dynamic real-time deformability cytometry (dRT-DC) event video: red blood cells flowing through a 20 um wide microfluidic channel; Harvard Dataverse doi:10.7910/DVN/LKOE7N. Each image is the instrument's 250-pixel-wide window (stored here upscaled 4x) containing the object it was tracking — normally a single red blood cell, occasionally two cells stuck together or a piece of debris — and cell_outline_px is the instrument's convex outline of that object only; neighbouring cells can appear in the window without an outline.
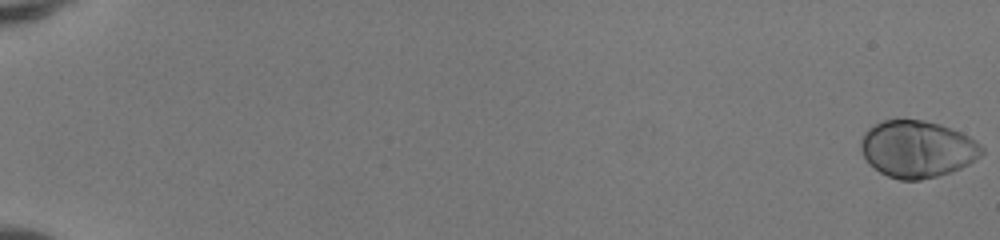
{"species": "human", "species_latin": "Homo sapiens", "temperature_condition": "room temperature", "stored_images_in_passage": 52, "camera_frame_rate_fps": 3000, "um_per_image_px": 0.085, "donor": {"sex": "female"}, "frame": {"image": 1, "passage_image": 1, "time_ms": 0.0, "image_size_px": [1000, 240], "cell_outline_px": [[984, 152], [980, 156], [968, 164], [960, 168], [936, 176], [920, 180], [900, 180], [888, 176], [880, 172], [868, 164], [860, 148], [860, 140], [864, 132], [872, 124], [884, 120], [924, 120], [940, 124], [960, 132], [976, 140], [984, 148]], "centroid_in_image_um": [77.94, 12.66], "position_along_channel_um": 7.1, "area_um2": 40.17}}
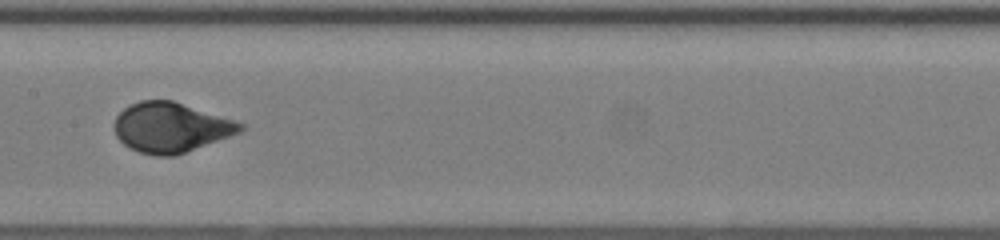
{"frame": {"image": 2, "passage_image": 30, "time_ms": 9.667, "image_size_px": [1000, 240], "cell_outline_px": [[244, 128], [240, 132], [184, 152], [172, 156], [156, 156], [140, 152], [128, 148], [116, 136], [112, 128], [116, 116], [124, 108], [140, 100], [172, 100], [244, 124]], "centroid_in_image_um": [14.44, 10.83], "position_along_channel_um": 193.0, "area_um2": 36.13}}
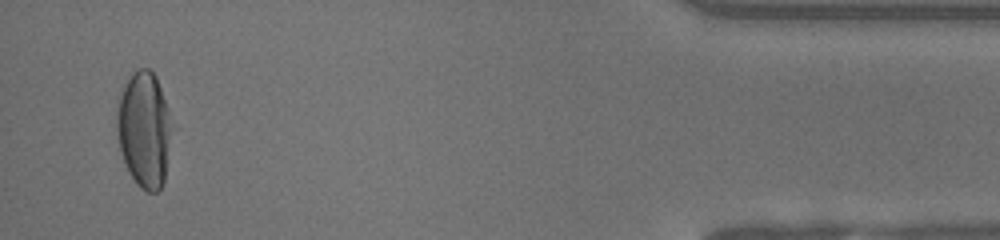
{"frame": {"image": 3, "passage_image": 51, "time_ms": 16.667, "image_size_px": [1000, 240], "cell_outline_px": [[168, 136], [164, 180], [160, 188], [156, 192], [148, 192], [140, 188], [136, 184], [128, 172], [120, 152], [116, 128], [116, 112], [120, 96], [132, 72], [140, 68], [148, 68], [156, 76], [168, 112]], "centroid_in_image_um": [12.18, 11.03], "position_along_channel_um": 423.0, "area_um2": 35.95}, "authors_computed_cell_mechanics": {"area_um2": 37.281, "velocity_mm_per_s": 4.159, "shape_relaxation_time_tau1_ms": 3.2563, "shape_relaxation_time_tau2_ms": null, "deformation_change_tau1": 0.1958, "deformation_change_tau2": null}}